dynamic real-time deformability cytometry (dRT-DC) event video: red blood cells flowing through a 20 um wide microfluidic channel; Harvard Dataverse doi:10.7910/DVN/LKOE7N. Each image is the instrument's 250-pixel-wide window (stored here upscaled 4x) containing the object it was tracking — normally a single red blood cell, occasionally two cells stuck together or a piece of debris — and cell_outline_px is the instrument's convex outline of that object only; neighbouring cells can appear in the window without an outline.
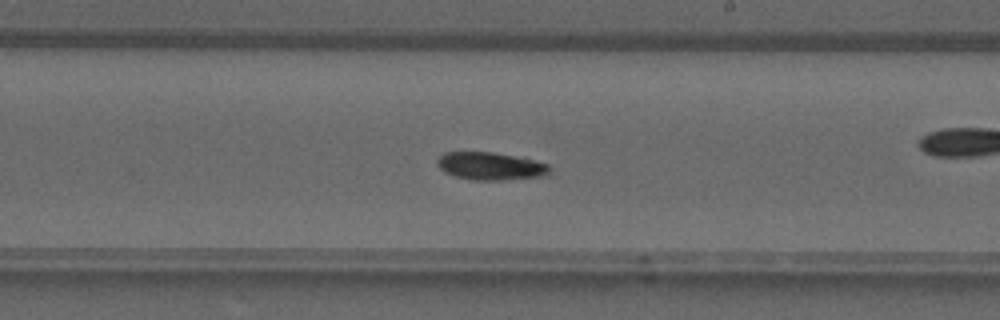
{"species": "common noctule bat (a hibernating species)", "species_latin": "Nyctalus noctula", "temperature_condition": "warm", "stored_images_in_passage": 33, "camera_frame_rate_fps": 3000, "um_per_image_px": 0.085, "animal": {"sex": "male", "forearm_length_mm": 52.5}, "frame": {"image": 1, "passage_image": 15, "time_ms": 4.667, "image_size_px": [1000, 320], "cell_outline_px": [[552, 168], [548, 176], [500, 180], [472, 180], [456, 176], [444, 172], [436, 164], [436, 160], [444, 152], [496, 152], [532, 160], [548, 164]], "centroid_in_image_um": [41.7, 14.12], "position_along_channel_um": 247.3, "area_um2": 18.26}}
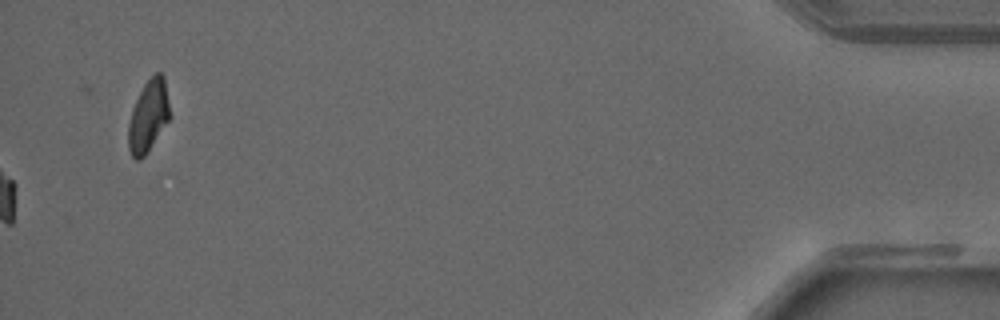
{"frame": {"image": 2, "passage_image": 33, "time_ms": 10.667, "image_size_px": [1000, 320], "cell_outline_px": [[168, 120], [144, 156], [140, 160], [136, 160], [132, 156], [128, 148], [128, 124], [132, 108], [144, 84], [156, 72], [160, 72], [164, 76], [168, 104]], "centroid_in_image_um": [12.57, 9.87], "position_along_channel_um": 422.6, "area_um2": 16.82}}